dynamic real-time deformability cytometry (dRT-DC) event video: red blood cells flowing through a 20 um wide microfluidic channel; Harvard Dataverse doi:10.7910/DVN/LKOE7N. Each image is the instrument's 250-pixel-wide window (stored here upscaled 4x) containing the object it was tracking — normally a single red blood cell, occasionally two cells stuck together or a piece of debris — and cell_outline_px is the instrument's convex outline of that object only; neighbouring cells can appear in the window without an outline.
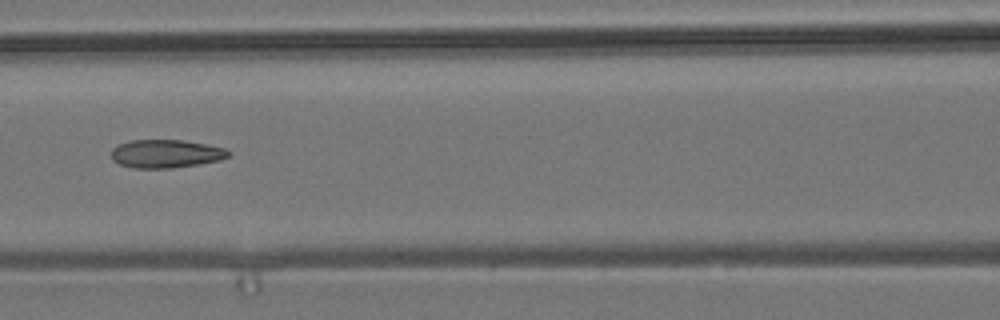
{"species": "common noctule bat (a hibernating species)", "species_latin": "Nyctalus noctula", "temperature_condition": "room temperature", "stored_images_in_passage": 6, "camera_frame_rate_fps": 3000, "um_per_image_px": 0.085, "animal": {"sex": "male", "body_mass_g": 19.2, "forearm_length_mm": 51.8}, "frame": {"image": 1, "passage_image": 6, "time_ms": 6.0, "image_size_px": [1000, 320], "cell_outline_px": [[232, 152], [228, 156], [220, 160], [200, 164], [172, 168], [132, 168], [120, 164], [112, 160], [112, 148], [128, 140], [184, 140], [224, 148]], "centroid_in_image_um": [14.1, 13.07], "position_along_channel_um": 152.5, "area_um2": 19.31}}